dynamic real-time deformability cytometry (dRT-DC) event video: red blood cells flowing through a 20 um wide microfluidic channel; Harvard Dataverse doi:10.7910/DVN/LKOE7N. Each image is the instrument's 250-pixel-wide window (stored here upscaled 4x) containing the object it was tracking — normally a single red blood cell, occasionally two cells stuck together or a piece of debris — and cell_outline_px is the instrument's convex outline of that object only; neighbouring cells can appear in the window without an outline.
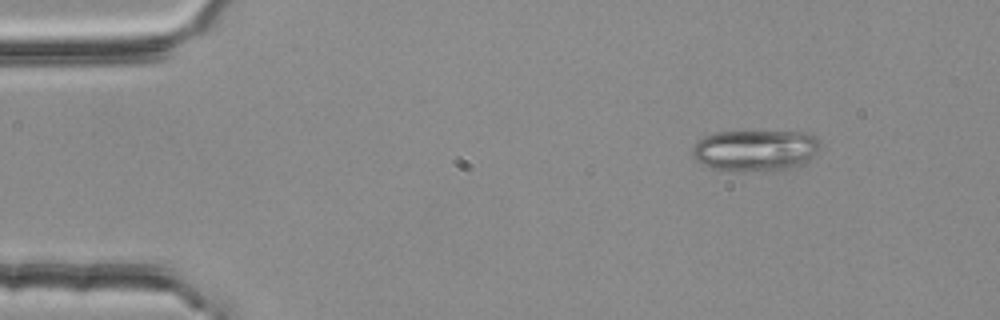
{"species": "common noctule bat (a hibernating species)", "species_latin": "Nyctalus noctula", "temperature_condition": "room temperature", "stored_images_in_passage": 4, "camera_frame_rate_fps": 3000, "um_per_image_px": 0.085, "animal": {"sex": "female", "body_mass_g": 25.1}, "frame": {"image": 1, "passage_image": 1, "time_ms": 0.0, "image_size_px": [1000, 320], "cell_outline_px": [[820, 148], [812, 156], [788, 168], [776, 172], [712, 168], [696, 160], [692, 156], [692, 148], [704, 136], [716, 132], [808, 132], [820, 140]], "centroid_in_image_um": [64.2, 12.77], "position_along_channel_um": 20.8, "area_um2": 30.29}}